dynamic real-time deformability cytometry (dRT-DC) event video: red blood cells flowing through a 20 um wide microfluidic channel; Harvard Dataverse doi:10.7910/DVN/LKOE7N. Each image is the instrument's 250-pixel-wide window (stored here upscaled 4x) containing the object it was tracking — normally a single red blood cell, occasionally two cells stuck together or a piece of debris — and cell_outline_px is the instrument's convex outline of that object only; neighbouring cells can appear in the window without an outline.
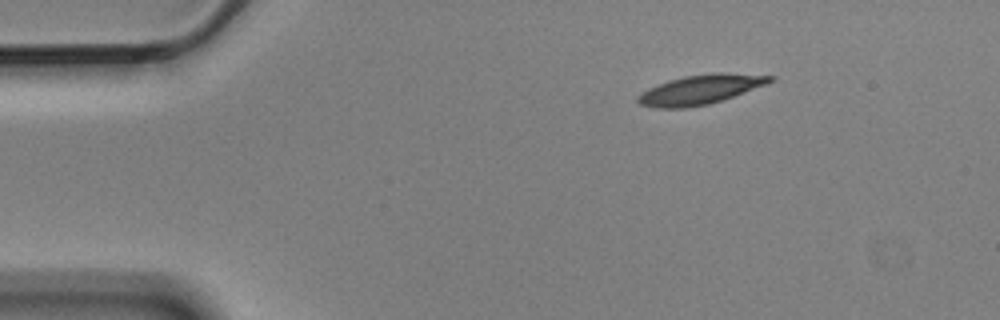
{"species": "Egyptian fruit bat (a non-hibernating species)", "species_latin": "Rousettus aegyptiacus", "temperature_condition": "cold", "stored_images_in_passage": 4, "camera_frame_rate_fps": 3000, "um_per_image_px": 0.085, "animal": {"sex": "male"}, "frame": {"image": 1, "passage_image": 1, "time_ms": 0.0, "image_size_px": [1000, 320], "cell_outline_px": [[776, 80], [768, 84], [708, 104], [688, 108], [656, 108], [640, 104], [636, 100], [636, 96], [648, 88], [668, 80], [684, 76], [712, 72], [724, 72], [776, 76]], "centroid_in_image_um": [59.54, 7.6], "position_along_channel_um": 25.5, "area_um2": 22.83}}
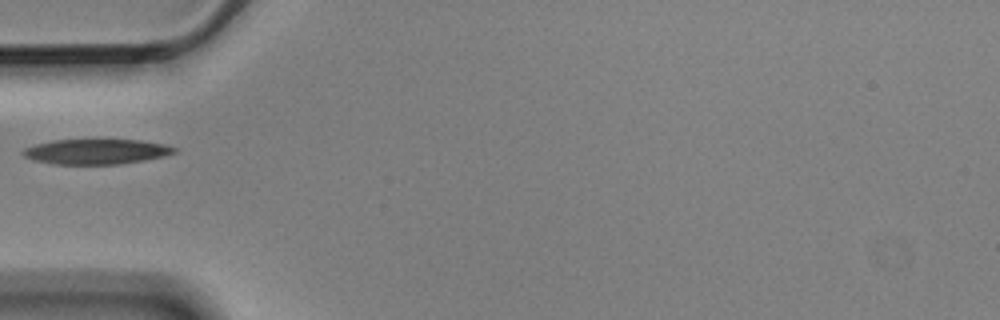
{"frame": {"image": 2, "passage_image": 4, "time_ms": 1.0, "image_size_px": [1000, 320], "cell_outline_px": [[176, 152], [164, 156], [144, 160], [120, 164], [52, 164], [32, 160], [24, 156], [20, 152], [24, 148], [36, 144], [52, 140], [140, 140], [164, 144], [176, 148]], "centroid_in_image_um": [8.14, 12.89], "position_along_channel_um": 76.9, "area_um2": 22.14}}